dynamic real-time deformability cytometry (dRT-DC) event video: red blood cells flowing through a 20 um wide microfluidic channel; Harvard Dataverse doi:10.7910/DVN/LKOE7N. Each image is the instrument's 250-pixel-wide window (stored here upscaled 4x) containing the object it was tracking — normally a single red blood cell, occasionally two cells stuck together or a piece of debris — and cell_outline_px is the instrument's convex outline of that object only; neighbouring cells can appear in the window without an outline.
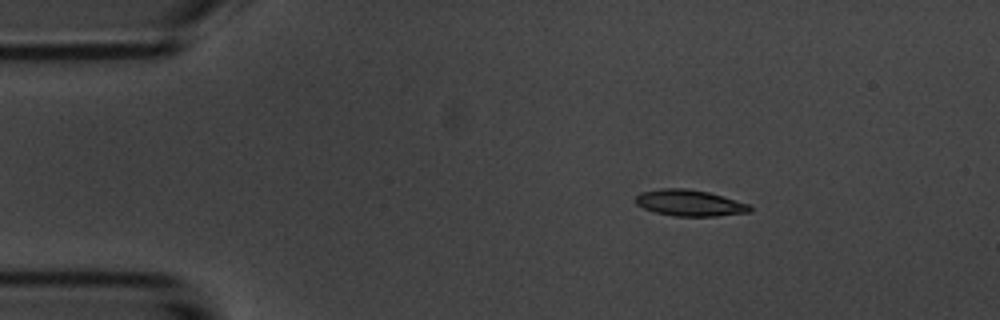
{"species": "common noctule bat (a hibernating species)", "species_latin": "Nyctalus noctula", "temperature_condition": "room temperature", "stored_images_in_passage": 3, "camera_frame_rate_fps": 3000, "um_per_image_px": 0.085, "animal": {"sex": "male", "body_mass_g": 20.1, "forearm_length_mm": 53.5}, "frame": {"image": 1, "passage_image": 2, "time_ms": 1.0, "image_size_px": [1000, 320], "cell_outline_px": [[752, 212], [716, 216], [672, 216], [656, 212], [644, 208], [636, 204], [632, 200], [640, 192], [660, 188], [688, 188], [708, 192], [752, 204]], "centroid_in_image_um": [58.63, 17.24], "position_along_channel_um": 26.4, "area_um2": 17.8}}